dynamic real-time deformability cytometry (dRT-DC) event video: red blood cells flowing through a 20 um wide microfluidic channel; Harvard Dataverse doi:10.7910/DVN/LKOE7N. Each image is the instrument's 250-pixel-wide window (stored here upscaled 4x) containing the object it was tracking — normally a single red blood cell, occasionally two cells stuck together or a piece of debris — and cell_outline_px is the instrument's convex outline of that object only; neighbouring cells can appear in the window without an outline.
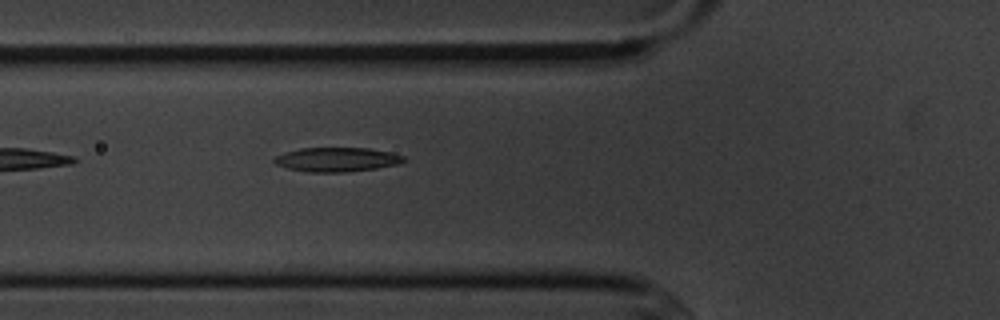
{"species": "common noctule bat (a hibernating species)", "species_latin": "Nyctalus noctula", "temperature_condition": "cold", "stored_images_in_passage": 2, "camera_frame_rate_fps": 3000, "um_per_image_px": 0.085, "animal": {"sex": "male", "body_mass_g": 20.1, "forearm_length_mm": 53.5}, "frame": {"image": 1, "passage_image": 2, "time_ms": 1.0, "image_size_px": [1000, 320], "cell_outline_px": [[408, 160], [400, 164], [376, 168], [344, 172], [308, 172], [288, 168], [276, 164], [272, 160], [276, 156], [284, 152], [300, 148], [368, 148], [388, 152], [404, 156]], "centroid_in_image_um": [28.64, 13.56], "position_along_channel_um": 97.2, "area_um2": 18.26}}